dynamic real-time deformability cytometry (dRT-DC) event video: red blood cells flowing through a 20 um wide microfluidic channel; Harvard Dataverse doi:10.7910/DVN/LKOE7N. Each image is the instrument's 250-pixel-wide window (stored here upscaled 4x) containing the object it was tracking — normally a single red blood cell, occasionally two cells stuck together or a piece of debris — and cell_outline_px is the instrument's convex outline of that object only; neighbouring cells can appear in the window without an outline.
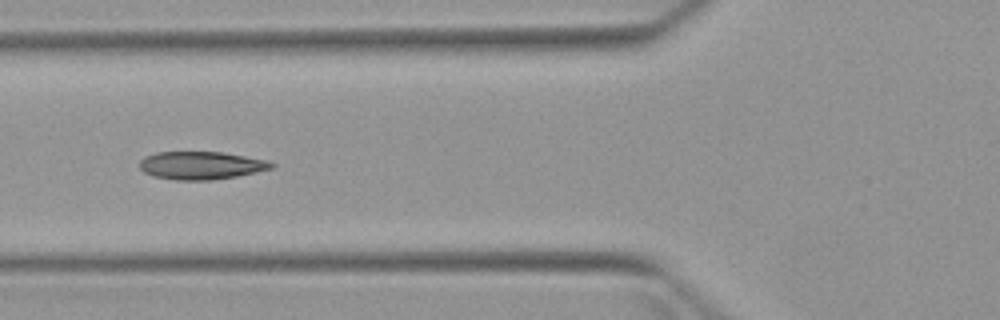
{"species": "Egyptian fruit bat (a non-hibernating species)", "species_latin": "Rousettus aegyptiacus", "temperature_condition": "warm", "stored_images_in_passage": 5, "camera_frame_rate_fps": 3000, "um_per_image_px": 0.085, "animal": {"sex": "female"}, "frame": {"image": 1, "passage_image": 5, "time_ms": 4.667, "image_size_px": [1000, 320], "cell_outline_px": [[276, 168], [236, 176], [212, 180], [176, 180], [152, 176], [144, 172], [140, 168], [140, 160], [144, 156], [156, 152], [220, 152], [268, 160], [276, 164]], "centroid_in_image_um": [17.11, 14.06], "position_along_channel_um": 108.7, "area_um2": 21.56}}